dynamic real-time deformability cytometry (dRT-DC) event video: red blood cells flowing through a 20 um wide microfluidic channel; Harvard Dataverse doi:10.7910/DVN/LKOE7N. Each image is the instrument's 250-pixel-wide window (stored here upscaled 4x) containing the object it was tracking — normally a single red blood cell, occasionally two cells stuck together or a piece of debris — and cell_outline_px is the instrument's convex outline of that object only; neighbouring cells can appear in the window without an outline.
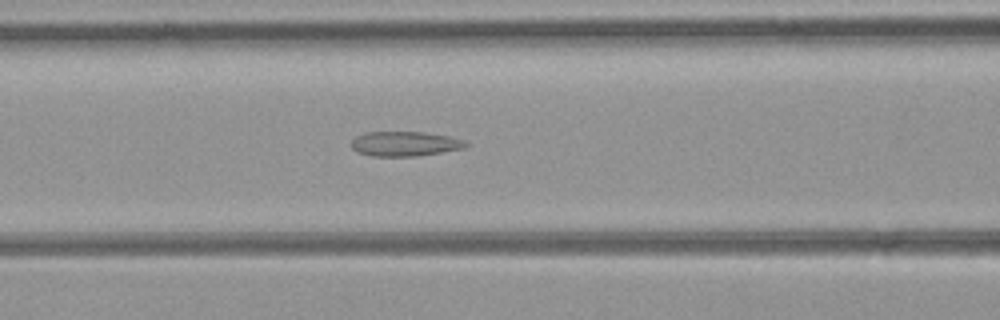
{"species": "common noctule bat (a hibernating species)", "species_latin": "Nyctalus noctula", "temperature_condition": "room temperature", "stored_images_in_passage": 35, "camera_frame_rate_fps": 3000, "um_per_image_px": 0.085, "animal": {"sex": "female", "body_mass_g": 21.9}, "frame": {"image": 1, "passage_image": 7, "time_ms": 2.0, "image_size_px": [1000, 320], "cell_outline_px": [[468, 144], [464, 148], [416, 156], [372, 156], [356, 152], [352, 148], [352, 140], [356, 136], [368, 132], [420, 132], [448, 136], [464, 140]], "centroid_in_image_um": [34.38, 12.22], "position_along_channel_um": 132.2, "area_um2": 16.3}}
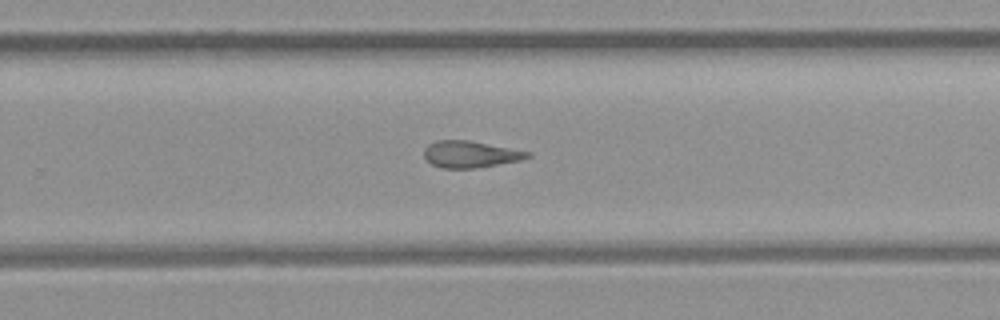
{"frame": {"image": 2, "passage_image": 18, "time_ms": 5.667, "image_size_px": [1000, 320], "cell_outline_px": [[532, 156], [520, 160], [472, 168], [444, 168], [432, 164], [424, 156], [424, 148], [428, 144], [436, 140], [468, 140], [532, 152]], "centroid_in_image_um": [39.97, 13.1], "position_along_channel_um": 289.8, "area_um2": 15.9}}
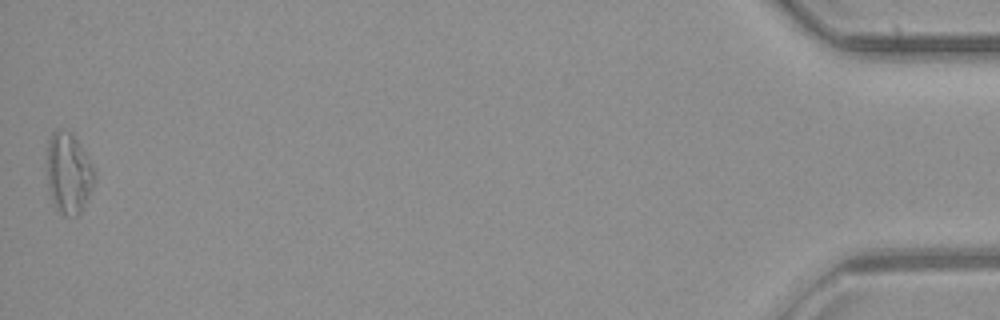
{"frame": {"image": 3, "passage_image": 35, "time_ms": 11.333, "image_size_px": [1000, 320], "cell_outline_px": [[96, 172], [88, 196], [80, 212], [76, 216], [64, 216], [56, 208], [52, 200], [48, 188], [48, 140], [52, 132], [56, 128], [60, 128], [68, 132], [76, 140], [92, 164]], "centroid_in_image_um": [5.81, 14.72], "position_along_channel_um": 429.4, "area_um2": 21.91}, "authors_computed_cell_mechanics": {"area_um2": 16.6464, "velocity_mm_per_s": 4.3033, "shape_relaxation_time_tau1_ms": null, "shape_relaxation_time_tau2_ms": 4.1873, "deformation_change_tau1": null, "deformation_change_tau2": 0.1463}}